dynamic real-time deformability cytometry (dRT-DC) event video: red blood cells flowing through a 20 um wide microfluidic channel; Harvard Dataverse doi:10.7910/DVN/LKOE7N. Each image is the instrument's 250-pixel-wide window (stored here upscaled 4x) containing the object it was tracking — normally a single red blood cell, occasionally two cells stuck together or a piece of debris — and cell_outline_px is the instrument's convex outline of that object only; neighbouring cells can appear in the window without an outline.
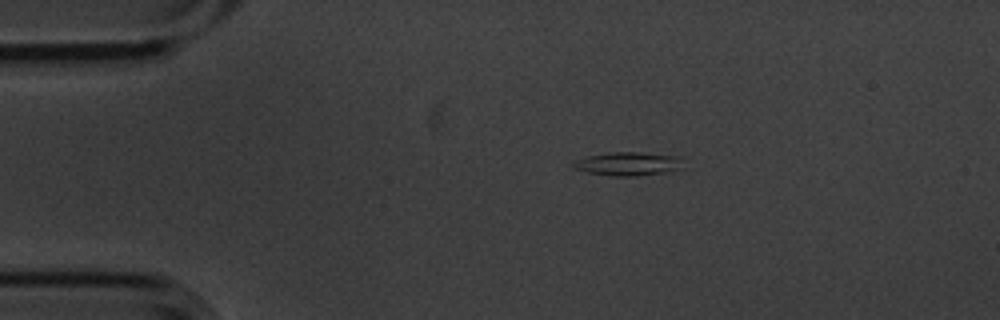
{"species": "common noctule bat (a hibernating species)", "species_latin": "Nyctalus noctula", "temperature_condition": "cold", "stored_images_in_passage": 5, "camera_frame_rate_fps": 3000, "um_per_image_px": 0.085, "animal": {"sex": "male", "body_mass_g": 20.1, "forearm_length_mm": 53.5}, "frame": {"image": 1, "passage_image": 1, "time_ms": 0.0, "image_size_px": [1000, 320], "cell_outline_px": [[684, 168], [672, 172], [636, 176], [612, 176], [588, 172], [572, 168], [572, 164], [576, 160], [588, 156], [612, 152], [636, 152], [680, 156]], "centroid_in_image_um": [53.46, 13.93], "position_along_channel_um": 31.5, "area_um2": 15.26}}
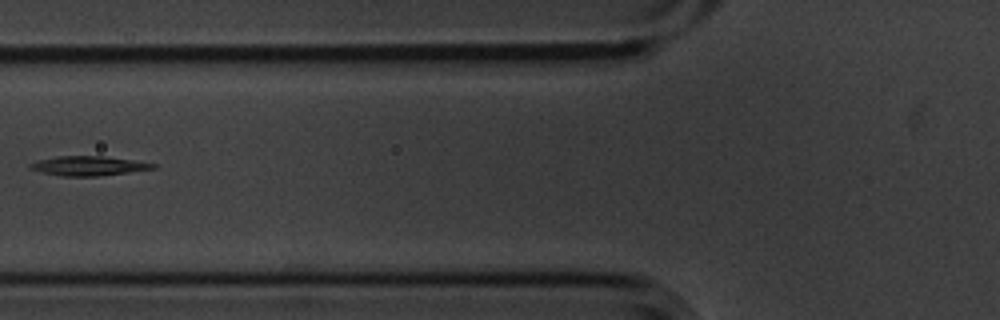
{"frame": {"image": 2, "passage_image": 4, "time_ms": 1.0, "image_size_px": [1000, 320], "cell_outline_px": [[156, 168], [96, 176], [60, 176], [40, 172], [28, 168], [28, 164], [40, 160], [56, 156], [104, 156], [132, 160], [156, 164]], "centroid_in_image_um": [7.45, 14.09], "position_along_channel_um": 118.3, "area_um2": 13.76}}
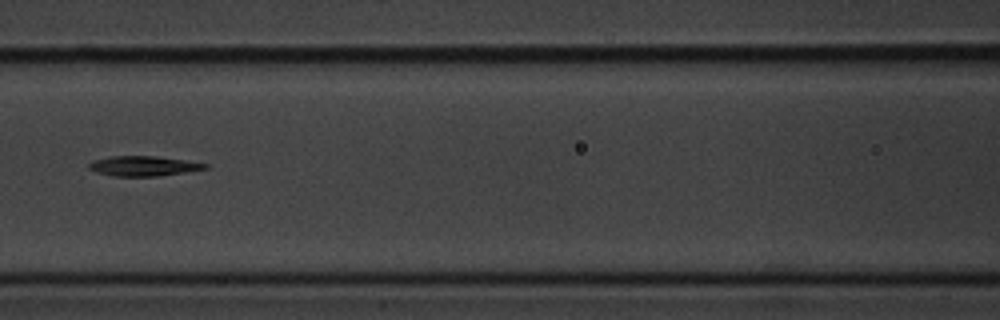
{"frame": {"image": 3, "passage_image": 5, "time_ms": 1.333, "image_size_px": [1000, 320], "cell_outline_px": [[208, 168], [184, 172], [156, 176], [112, 176], [96, 172], [88, 168], [88, 164], [92, 160], [112, 156], [156, 156], [184, 160], [208, 164]], "centroid_in_image_um": [12.14, 14.11], "position_along_channel_um": 154.5, "area_um2": 13.41}}